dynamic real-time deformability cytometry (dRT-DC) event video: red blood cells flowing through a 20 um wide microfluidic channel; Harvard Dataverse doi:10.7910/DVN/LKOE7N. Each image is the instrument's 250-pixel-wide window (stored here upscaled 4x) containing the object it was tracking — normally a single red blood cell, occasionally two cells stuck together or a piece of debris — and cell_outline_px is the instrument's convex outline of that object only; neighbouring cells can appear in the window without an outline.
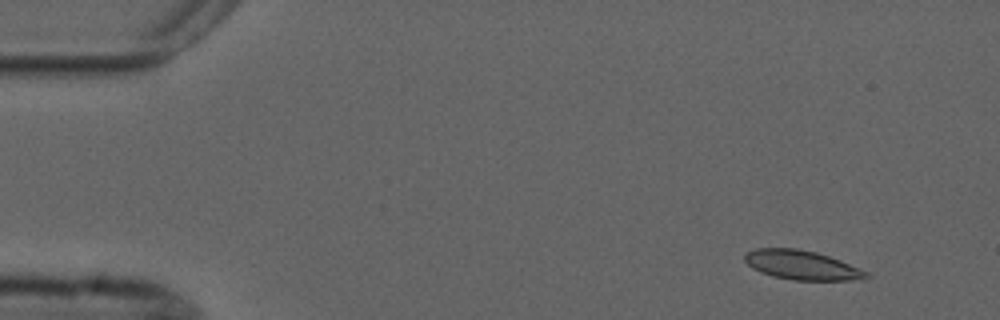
{"species": "common noctule bat (a hibernating species)", "species_latin": "Nyctalus noctula", "temperature_condition": "cold", "stored_images_in_passage": 4, "camera_frame_rate_fps": 3000, "um_per_image_px": 0.085, "animal": {"sex": "male", "forearm_length_mm": 52.5}, "frame": {"image": 1, "passage_image": 1, "time_ms": 0.0, "image_size_px": [1000, 320], "cell_outline_px": [[872, 276], [864, 280], [792, 280], [772, 276], [760, 272], [752, 268], [744, 260], [744, 256], [748, 252], [756, 248], [796, 248], [816, 252], [840, 260], [868, 272]], "centroid_in_image_um": [68.17, 22.54], "position_along_channel_um": 16.8, "area_um2": 20.81}}